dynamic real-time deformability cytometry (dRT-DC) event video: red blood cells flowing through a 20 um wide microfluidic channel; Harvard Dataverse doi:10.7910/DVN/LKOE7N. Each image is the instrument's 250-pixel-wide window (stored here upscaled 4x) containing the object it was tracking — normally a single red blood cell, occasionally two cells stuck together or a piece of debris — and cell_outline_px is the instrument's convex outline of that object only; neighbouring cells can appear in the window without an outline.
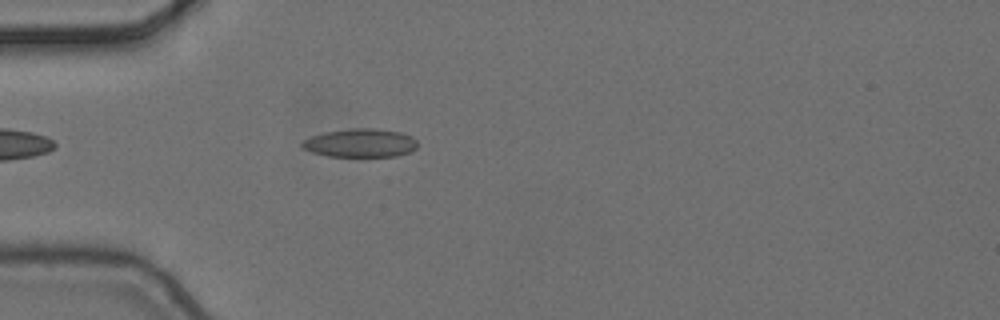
{"species": "common noctule bat (a hibernating species)", "species_latin": "Nyctalus noctula", "temperature_condition": "cold", "stored_images_in_passage": 5, "camera_frame_rate_fps": 3000, "um_per_image_px": 0.085, "animal": {"sex": "female", "body_mass_g": 24.6, "forearm_length_mm": 56.2}, "frame": {"image": 1, "passage_image": 5, "time_ms": 1.333, "image_size_px": [1000, 320], "cell_outline_px": [[416, 148], [408, 152], [396, 156], [328, 156], [312, 152], [304, 148], [300, 144], [304, 140], [312, 136], [324, 132], [352, 128], [376, 128], [400, 132], [412, 136], [416, 140]], "centroid_in_image_um": [30.63, 12.14], "position_along_channel_um": 54.4, "area_um2": 19.02}}